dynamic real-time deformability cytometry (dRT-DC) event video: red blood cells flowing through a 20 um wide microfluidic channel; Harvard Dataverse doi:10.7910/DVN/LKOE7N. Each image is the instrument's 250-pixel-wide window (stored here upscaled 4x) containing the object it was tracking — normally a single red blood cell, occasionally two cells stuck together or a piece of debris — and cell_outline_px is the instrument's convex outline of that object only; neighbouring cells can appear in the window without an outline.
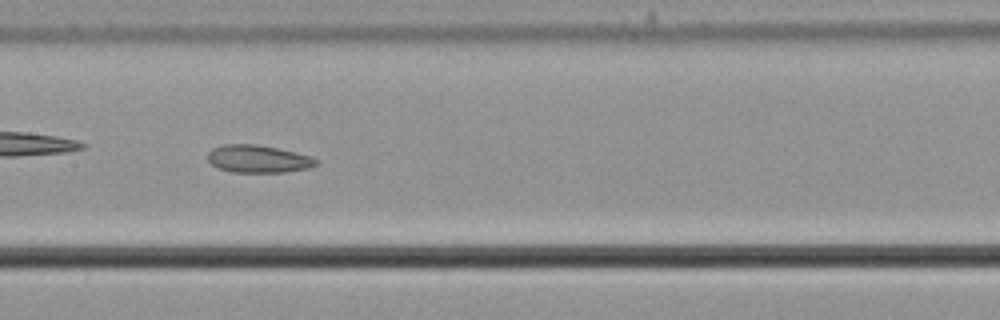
{"species": "common noctule bat (a hibernating species)", "species_latin": "Nyctalus noctula", "temperature_condition": "cold", "stored_images_in_passage": 40, "camera_frame_rate_fps": 3000, "um_per_image_px": 0.085, "animal": {"sex": "male", "body_mass_g": 21.5, "forearm_length_mm": 52.0}, "frame": {"image": 1, "passage_image": 12, "time_ms": 3.667, "image_size_px": [1000, 320], "cell_outline_px": [[316, 164], [312, 168], [284, 172], [232, 172], [220, 168], [212, 164], [208, 160], [208, 152], [212, 148], [224, 144], [256, 144], [296, 152], [308, 156], [316, 160]], "centroid_in_image_um": [21.92, 13.5], "position_along_channel_um": 185.5, "area_um2": 17.28}, "authors_computed_cell_mechanics": {"area_um2": 18.1781, "velocity_mm_per_s": 3.6955, "shape_relaxation_time_tau1_ms": null, "shape_relaxation_time_tau2_ms": 6.1379, "deformation_change_tau1": null, "deformation_change_tau2": 0.1452}}